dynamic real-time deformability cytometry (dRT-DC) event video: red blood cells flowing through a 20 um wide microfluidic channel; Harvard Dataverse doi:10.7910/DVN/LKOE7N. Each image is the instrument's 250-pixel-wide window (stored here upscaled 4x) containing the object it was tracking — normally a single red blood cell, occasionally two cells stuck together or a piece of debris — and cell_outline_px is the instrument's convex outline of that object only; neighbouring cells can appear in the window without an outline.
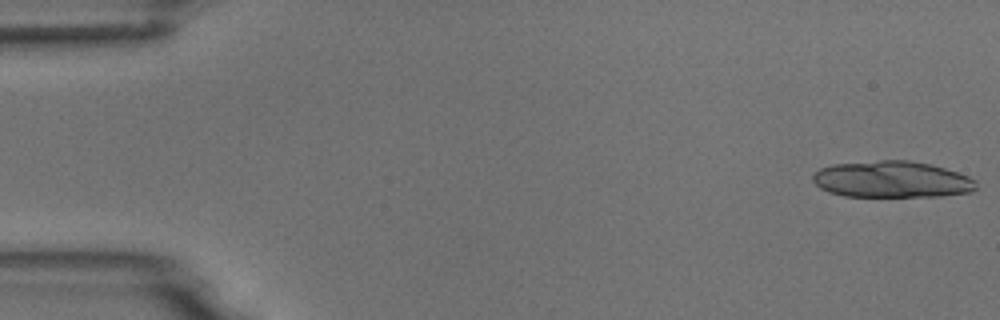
{"species": "common noctule bat (a hibernating species)", "species_latin": "Nyctalus noctula", "temperature_condition": "room temperature", "stored_images_in_passage": 19, "camera_frame_rate_fps": 3000, "um_per_image_px": 0.085, "animal": {"sex": "male", "body_mass_g": 18.8}, "frame": {"image": 1, "passage_image": 1, "time_ms": 0.0, "image_size_px": [1000, 320], "cell_outline_px": [[976, 188], [972, 192], [940, 196], [844, 196], [828, 192], [820, 188], [812, 180], [812, 176], [820, 168], [832, 164], [880, 160], [908, 160], [932, 164], [968, 176], [976, 180]], "centroid_in_image_um": [75.8, 15.25], "position_along_channel_um": 9.2, "area_um2": 34.85}}
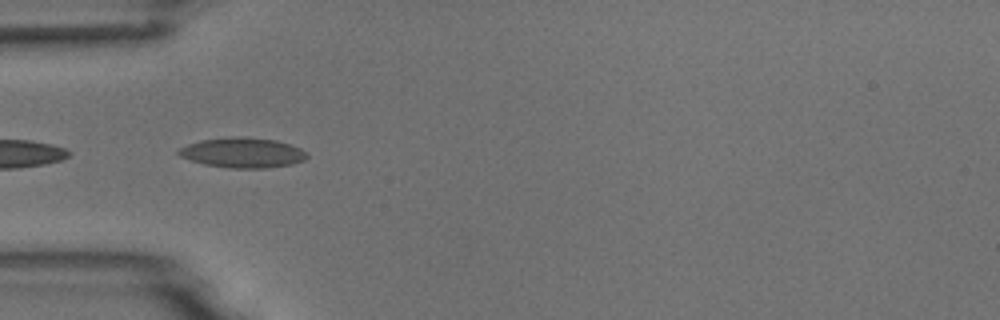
{"frame": {"image": 2, "passage_image": 17, "time_ms": 5.333, "image_size_px": [1000, 320], "cell_outline_px": [[308, 156], [304, 160], [292, 164], [268, 168], [228, 168], [204, 164], [180, 156], [176, 152], [180, 148], [188, 144], [200, 140], [232, 136], [244, 136], [276, 140], [300, 148], [308, 152]], "centroid_in_image_um": [20.64, 12.97], "position_along_channel_um": 64.4, "area_um2": 22.6}}